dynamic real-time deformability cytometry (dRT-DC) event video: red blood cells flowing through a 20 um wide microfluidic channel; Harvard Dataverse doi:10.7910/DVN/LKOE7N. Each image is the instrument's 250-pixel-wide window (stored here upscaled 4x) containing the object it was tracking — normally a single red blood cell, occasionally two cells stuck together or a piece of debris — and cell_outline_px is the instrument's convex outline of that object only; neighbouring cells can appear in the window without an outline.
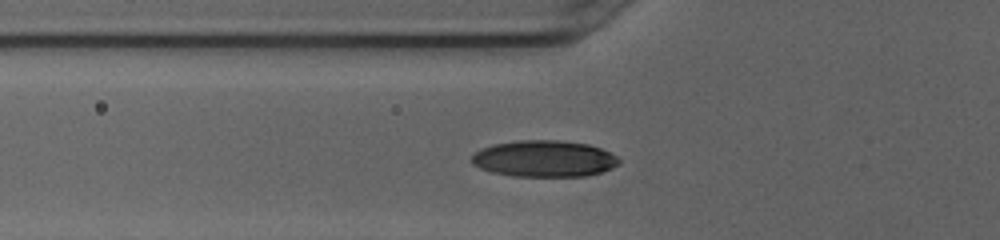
{"species": "human", "species_latin": "Homo sapiens", "temperature_condition": "cold", "stored_images_in_passage": 28, "camera_frame_rate_fps": 3000, "um_per_image_px": 0.085, "donor": {"sex": "female"}, "frame": {"image": 1, "passage_image": 2, "time_ms": 0.333, "image_size_px": [1000, 240], "cell_outline_px": [[620, 164], [612, 168], [600, 172], [584, 176], [512, 176], [492, 172], [480, 168], [472, 164], [472, 156], [476, 152], [492, 144], [516, 140], [560, 140], [588, 144], [600, 148], [616, 156], [620, 160]], "centroid_in_image_um": [46.25, 13.48], "position_along_channel_um": 79.5, "area_um2": 31.27}}
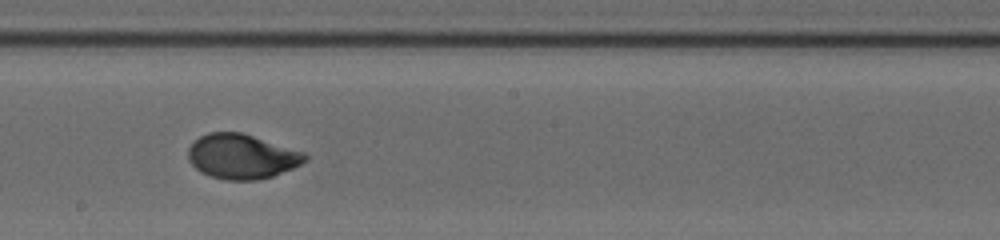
{"frame": {"image": 2, "passage_image": 13, "time_ms": 4.0, "image_size_px": [1000, 240], "cell_outline_px": [[308, 160], [292, 168], [272, 176], [256, 180], [224, 180], [200, 172], [188, 160], [188, 148], [200, 136], [208, 132], [240, 132], [304, 152], [308, 156]], "centroid_in_image_um": [20.54, 13.3], "position_along_channel_um": 227.7, "area_um2": 30.23}}
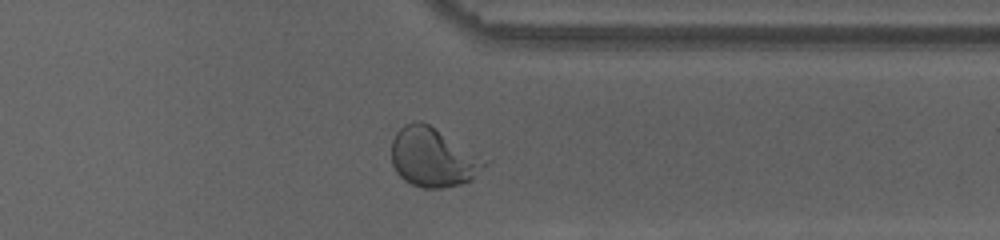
{"frame": {"image": 3, "passage_image": 24, "time_ms": 7.667, "image_size_px": [1000, 240], "cell_outline_px": [[492, 160], [472, 180], [460, 184], [440, 188], [424, 188], [412, 184], [404, 180], [396, 172], [392, 164], [392, 140], [396, 132], [404, 124], [412, 120], [420, 120], [428, 124]], "centroid_in_image_um": [36.85, 13.36], "position_along_channel_um": 374.5, "area_um2": 32.6}, "authors_computed_cell_mechanics": {"area_um2": 30.5762, "velocity_mm_per_s": 4.0205, "shape_relaxation_time_tau1_ms": 3.591, "shape_relaxation_time_tau2_ms": null, "deformation_change_tau1": 0.1736, "deformation_change_tau2": null}}